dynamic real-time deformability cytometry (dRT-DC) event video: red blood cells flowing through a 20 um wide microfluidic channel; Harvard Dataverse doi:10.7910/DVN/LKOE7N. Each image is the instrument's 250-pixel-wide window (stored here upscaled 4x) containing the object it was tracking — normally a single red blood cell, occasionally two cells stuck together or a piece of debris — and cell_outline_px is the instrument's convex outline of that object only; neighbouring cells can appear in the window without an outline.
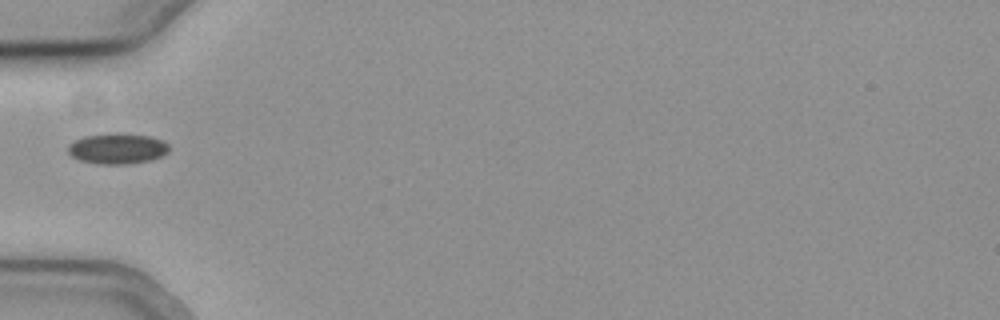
{"species": "common noctule bat (a hibernating species)", "species_latin": "Nyctalus noctula", "temperature_condition": "cold", "stored_images_in_passage": 15, "camera_frame_rate_fps": 3000, "um_per_image_px": 0.085, "animal": {"sex": "female", "body_mass_g": 19.3, "forearm_length_mm": 54.1}, "frame": {"image": 1, "passage_image": 1, "time_ms": 0.0, "image_size_px": [1000, 320], "cell_outline_px": [[168, 152], [160, 156], [148, 160], [128, 164], [96, 164], [80, 160], [72, 156], [68, 152], [68, 144], [84, 136], [116, 132], [148, 136], [164, 140], [168, 144]], "centroid_in_image_um": [9.96, 12.62], "position_along_channel_um": 75.0, "area_um2": 18.03}}
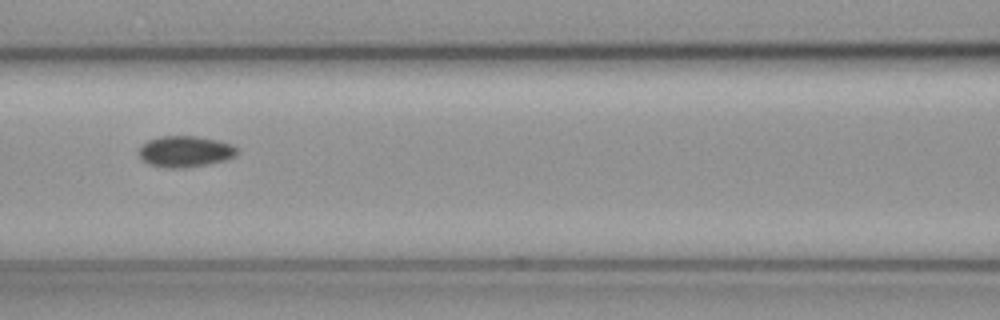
{"frame": {"image": 2, "passage_image": 7, "time_ms": 2.0, "image_size_px": [1000, 320], "cell_outline_px": [[240, 148], [236, 156], [224, 160], [208, 164], [184, 168], [168, 168], [148, 164], [140, 156], [140, 148], [148, 140], [160, 136], [196, 136], [216, 140], [232, 144]], "centroid_in_image_um": [15.79, 12.88], "position_along_channel_um": 150.8, "area_um2": 17.8}}
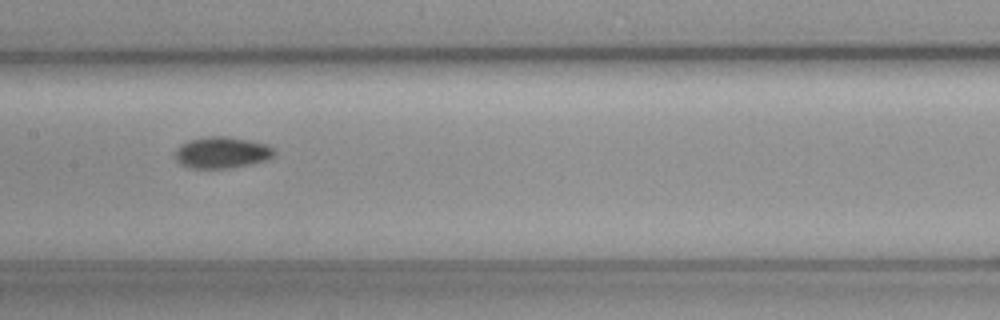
{"frame": {"image": 3, "passage_image": 10, "time_ms": 3.0, "image_size_px": [1000, 320], "cell_outline_px": [[276, 152], [268, 160], [252, 164], [224, 168], [192, 168], [180, 164], [176, 160], [176, 148], [180, 144], [188, 140], [208, 136], [228, 136], [268, 144]], "centroid_in_image_um": [18.86, 12.96], "position_along_channel_um": 188.5, "area_um2": 18.21}}